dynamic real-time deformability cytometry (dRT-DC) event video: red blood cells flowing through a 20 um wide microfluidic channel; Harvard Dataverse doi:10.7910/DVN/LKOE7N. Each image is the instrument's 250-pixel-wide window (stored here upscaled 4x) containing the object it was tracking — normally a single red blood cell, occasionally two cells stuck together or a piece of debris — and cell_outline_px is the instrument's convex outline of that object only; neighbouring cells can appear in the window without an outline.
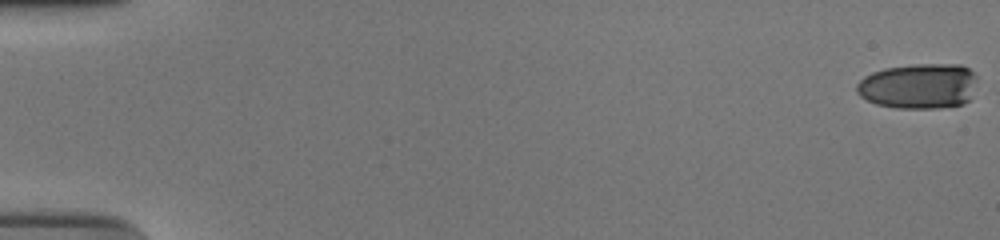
{"species": "human", "species_latin": "Homo sapiens", "temperature_condition": "cold", "stored_images_in_passage": 15, "camera_frame_rate_fps": 3000, "um_per_image_px": 0.085, "donor": {"sex": "male"}, "frame": {"image": 1, "passage_image": 1, "time_ms": 0.0, "image_size_px": [1000, 240], "cell_outline_px": [[976, 80], [968, 100], [964, 104], [940, 108], [896, 108], [876, 104], [860, 96], [856, 92], [856, 84], [864, 76], [872, 72], [884, 68], [916, 64], [960, 64], [968, 68], [976, 76]], "centroid_in_image_um": [78.06, 7.31], "position_along_channel_um": 6.9, "area_um2": 31.91}}